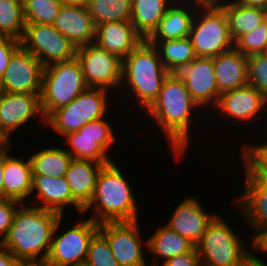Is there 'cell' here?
<instances>
[{
    "mask_svg": "<svg viewBox=\"0 0 267 266\" xmlns=\"http://www.w3.org/2000/svg\"><path fill=\"white\" fill-rule=\"evenodd\" d=\"M231 227L220 215L208 224L195 246L202 266H238L251 254Z\"/></svg>",
    "mask_w": 267,
    "mask_h": 266,
    "instance_id": "obj_7",
    "label": "cell"
},
{
    "mask_svg": "<svg viewBox=\"0 0 267 266\" xmlns=\"http://www.w3.org/2000/svg\"><path fill=\"white\" fill-rule=\"evenodd\" d=\"M88 88L81 64L74 59L44 67L40 108L44 120Z\"/></svg>",
    "mask_w": 267,
    "mask_h": 266,
    "instance_id": "obj_5",
    "label": "cell"
},
{
    "mask_svg": "<svg viewBox=\"0 0 267 266\" xmlns=\"http://www.w3.org/2000/svg\"><path fill=\"white\" fill-rule=\"evenodd\" d=\"M20 46V40L8 36H0V78H2L7 69L11 55Z\"/></svg>",
    "mask_w": 267,
    "mask_h": 266,
    "instance_id": "obj_40",
    "label": "cell"
},
{
    "mask_svg": "<svg viewBox=\"0 0 267 266\" xmlns=\"http://www.w3.org/2000/svg\"><path fill=\"white\" fill-rule=\"evenodd\" d=\"M148 251L154 255L150 266H159L160 258L163 263L177 255L193 252L195 245L166 225L159 226L157 230L147 238Z\"/></svg>",
    "mask_w": 267,
    "mask_h": 266,
    "instance_id": "obj_27",
    "label": "cell"
},
{
    "mask_svg": "<svg viewBox=\"0 0 267 266\" xmlns=\"http://www.w3.org/2000/svg\"><path fill=\"white\" fill-rule=\"evenodd\" d=\"M76 58L81 64L88 87L111 91L121 86L122 59L117 55L92 43L78 47Z\"/></svg>",
    "mask_w": 267,
    "mask_h": 266,
    "instance_id": "obj_12",
    "label": "cell"
},
{
    "mask_svg": "<svg viewBox=\"0 0 267 266\" xmlns=\"http://www.w3.org/2000/svg\"><path fill=\"white\" fill-rule=\"evenodd\" d=\"M24 30L23 0H0V36L21 40Z\"/></svg>",
    "mask_w": 267,
    "mask_h": 266,
    "instance_id": "obj_33",
    "label": "cell"
},
{
    "mask_svg": "<svg viewBox=\"0 0 267 266\" xmlns=\"http://www.w3.org/2000/svg\"><path fill=\"white\" fill-rule=\"evenodd\" d=\"M248 84L267 98V55L254 54L247 58Z\"/></svg>",
    "mask_w": 267,
    "mask_h": 266,
    "instance_id": "obj_38",
    "label": "cell"
},
{
    "mask_svg": "<svg viewBox=\"0 0 267 266\" xmlns=\"http://www.w3.org/2000/svg\"><path fill=\"white\" fill-rule=\"evenodd\" d=\"M84 266H120L106 238L99 231L90 240Z\"/></svg>",
    "mask_w": 267,
    "mask_h": 266,
    "instance_id": "obj_36",
    "label": "cell"
},
{
    "mask_svg": "<svg viewBox=\"0 0 267 266\" xmlns=\"http://www.w3.org/2000/svg\"><path fill=\"white\" fill-rule=\"evenodd\" d=\"M234 48L245 56L265 54L267 51V18L253 31L241 35Z\"/></svg>",
    "mask_w": 267,
    "mask_h": 266,
    "instance_id": "obj_35",
    "label": "cell"
},
{
    "mask_svg": "<svg viewBox=\"0 0 267 266\" xmlns=\"http://www.w3.org/2000/svg\"><path fill=\"white\" fill-rule=\"evenodd\" d=\"M238 266H267L265 261L261 260L259 256L252 253Z\"/></svg>",
    "mask_w": 267,
    "mask_h": 266,
    "instance_id": "obj_45",
    "label": "cell"
},
{
    "mask_svg": "<svg viewBox=\"0 0 267 266\" xmlns=\"http://www.w3.org/2000/svg\"><path fill=\"white\" fill-rule=\"evenodd\" d=\"M177 2L178 0H175L167 9L157 28L146 41L175 40L189 37L192 21L197 8L191 5L192 9L191 6L188 7V5H184V3H182L183 1ZM180 3H182V5ZM185 7L187 9H185Z\"/></svg>",
    "mask_w": 267,
    "mask_h": 266,
    "instance_id": "obj_26",
    "label": "cell"
},
{
    "mask_svg": "<svg viewBox=\"0 0 267 266\" xmlns=\"http://www.w3.org/2000/svg\"><path fill=\"white\" fill-rule=\"evenodd\" d=\"M4 151L0 154V199L3 198Z\"/></svg>",
    "mask_w": 267,
    "mask_h": 266,
    "instance_id": "obj_48",
    "label": "cell"
},
{
    "mask_svg": "<svg viewBox=\"0 0 267 266\" xmlns=\"http://www.w3.org/2000/svg\"><path fill=\"white\" fill-rule=\"evenodd\" d=\"M20 44L31 52L43 67L76 57L77 48L52 24H25Z\"/></svg>",
    "mask_w": 267,
    "mask_h": 266,
    "instance_id": "obj_10",
    "label": "cell"
},
{
    "mask_svg": "<svg viewBox=\"0 0 267 266\" xmlns=\"http://www.w3.org/2000/svg\"><path fill=\"white\" fill-rule=\"evenodd\" d=\"M16 266H51L46 260H18Z\"/></svg>",
    "mask_w": 267,
    "mask_h": 266,
    "instance_id": "obj_46",
    "label": "cell"
},
{
    "mask_svg": "<svg viewBox=\"0 0 267 266\" xmlns=\"http://www.w3.org/2000/svg\"><path fill=\"white\" fill-rule=\"evenodd\" d=\"M192 99L201 109L217 106L220 94L212 57H196L178 72ZM203 107V108H202Z\"/></svg>",
    "mask_w": 267,
    "mask_h": 266,
    "instance_id": "obj_15",
    "label": "cell"
},
{
    "mask_svg": "<svg viewBox=\"0 0 267 266\" xmlns=\"http://www.w3.org/2000/svg\"><path fill=\"white\" fill-rule=\"evenodd\" d=\"M175 0H132L131 23L146 40L157 28L167 9Z\"/></svg>",
    "mask_w": 267,
    "mask_h": 266,
    "instance_id": "obj_29",
    "label": "cell"
},
{
    "mask_svg": "<svg viewBox=\"0 0 267 266\" xmlns=\"http://www.w3.org/2000/svg\"><path fill=\"white\" fill-rule=\"evenodd\" d=\"M247 58L235 48L212 57L220 95L248 85Z\"/></svg>",
    "mask_w": 267,
    "mask_h": 266,
    "instance_id": "obj_24",
    "label": "cell"
},
{
    "mask_svg": "<svg viewBox=\"0 0 267 266\" xmlns=\"http://www.w3.org/2000/svg\"><path fill=\"white\" fill-rule=\"evenodd\" d=\"M12 144L4 150L3 198L27 203L32 190V170L29 158L25 161L10 155Z\"/></svg>",
    "mask_w": 267,
    "mask_h": 266,
    "instance_id": "obj_23",
    "label": "cell"
},
{
    "mask_svg": "<svg viewBox=\"0 0 267 266\" xmlns=\"http://www.w3.org/2000/svg\"><path fill=\"white\" fill-rule=\"evenodd\" d=\"M161 266H202L197 250L177 255L163 262Z\"/></svg>",
    "mask_w": 267,
    "mask_h": 266,
    "instance_id": "obj_41",
    "label": "cell"
},
{
    "mask_svg": "<svg viewBox=\"0 0 267 266\" xmlns=\"http://www.w3.org/2000/svg\"><path fill=\"white\" fill-rule=\"evenodd\" d=\"M245 187L242 198L236 202L250 228L253 229V241L267 231V188L244 166Z\"/></svg>",
    "mask_w": 267,
    "mask_h": 266,
    "instance_id": "obj_19",
    "label": "cell"
},
{
    "mask_svg": "<svg viewBox=\"0 0 267 266\" xmlns=\"http://www.w3.org/2000/svg\"><path fill=\"white\" fill-rule=\"evenodd\" d=\"M72 155L65 147L41 149L30 156L32 175L63 177L72 161Z\"/></svg>",
    "mask_w": 267,
    "mask_h": 266,
    "instance_id": "obj_31",
    "label": "cell"
},
{
    "mask_svg": "<svg viewBox=\"0 0 267 266\" xmlns=\"http://www.w3.org/2000/svg\"><path fill=\"white\" fill-rule=\"evenodd\" d=\"M197 8L189 32L196 56L215 57L234 48L224 9L218 3H198Z\"/></svg>",
    "mask_w": 267,
    "mask_h": 266,
    "instance_id": "obj_6",
    "label": "cell"
},
{
    "mask_svg": "<svg viewBox=\"0 0 267 266\" xmlns=\"http://www.w3.org/2000/svg\"><path fill=\"white\" fill-rule=\"evenodd\" d=\"M64 5L68 6H80L87 8L91 0H62Z\"/></svg>",
    "mask_w": 267,
    "mask_h": 266,
    "instance_id": "obj_47",
    "label": "cell"
},
{
    "mask_svg": "<svg viewBox=\"0 0 267 266\" xmlns=\"http://www.w3.org/2000/svg\"><path fill=\"white\" fill-rule=\"evenodd\" d=\"M253 248L262 253L267 254V231L260 234L254 241H253Z\"/></svg>",
    "mask_w": 267,
    "mask_h": 266,
    "instance_id": "obj_43",
    "label": "cell"
},
{
    "mask_svg": "<svg viewBox=\"0 0 267 266\" xmlns=\"http://www.w3.org/2000/svg\"><path fill=\"white\" fill-rule=\"evenodd\" d=\"M236 3L254 8H262L267 10V0H234Z\"/></svg>",
    "mask_w": 267,
    "mask_h": 266,
    "instance_id": "obj_44",
    "label": "cell"
},
{
    "mask_svg": "<svg viewBox=\"0 0 267 266\" xmlns=\"http://www.w3.org/2000/svg\"><path fill=\"white\" fill-rule=\"evenodd\" d=\"M132 190L116 163L103 165L96 179L93 198L82 213L92 208L95 213L89 218L98 224L138 220L139 207Z\"/></svg>",
    "mask_w": 267,
    "mask_h": 266,
    "instance_id": "obj_3",
    "label": "cell"
},
{
    "mask_svg": "<svg viewBox=\"0 0 267 266\" xmlns=\"http://www.w3.org/2000/svg\"><path fill=\"white\" fill-rule=\"evenodd\" d=\"M198 108L178 73H169L157 98L146 109L163 131L176 160L187 151L191 137L190 126L194 120L193 110L196 113Z\"/></svg>",
    "mask_w": 267,
    "mask_h": 266,
    "instance_id": "obj_1",
    "label": "cell"
},
{
    "mask_svg": "<svg viewBox=\"0 0 267 266\" xmlns=\"http://www.w3.org/2000/svg\"><path fill=\"white\" fill-rule=\"evenodd\" d=\"M21 204V202L14 199H0V243L7 235L12 225L14 214L19 207L18 205Z\"/></svg>",
    "mask_w": 267,
    "mask_h": 266,
    "instance_id": "obj_39",
    "label": "cell"
},
{
    "mask_svg": "<svg viewBox=\"0 0 267 266\" xmlns=\"http://www.w3.org/2000/svg\"><path fill=\"white\" fill-rule=\"evenodd\" d=\"M42 63L20 46L10 57L1 81L4 92L41 95Z\"/></svg>",
    "mask_w": 267,
    "mask_h": 266,
    "instance_id": "obj_14",
    "label": "cell"
},
{
    "mask_svg": "<svg viewBox=\"0 0 267 266\" xmlns=\"http://www.w3.org/2000/svg\"><path fill=\"white\" fill-rule=\"evenodd\" d=\"M52 25L76 48L94 43L96 26L85 7L63 4Z\"/></svg>",
    "mask_w": 267,
    "mask_h": 266,
    "instance_id": "obj_21",
    "label": "cell"
},
{
    "mask_svg": "<svg viewBox=\"0 0 267 266\" xmlns=\"http://www.w3.org/2000/svg\"><path fill=\"white\" fill-rule=\"evenodd\" d=\"M103 164L93 160L72 159L64 175L72 197L85 208L92 200L96 179Z\"/></svg>",
    "mask_w": 267,
    "mask_h": 266,
    "instance_id": "obj_25",
    "label": "cell"
},
{
    "mask_svg": "<svg viewBox=\"0 0 267 266\" xmlns=\"http://www.w3.org/2000/svg\"><path fill=\"white\" fill-rule=\"evenodd\" d=\"M8 143L0 136V154L8 147Z\"/></svg>",
    "mask_w": 267,
    "mask_h": 266,
    "instance_id": "obj_49",
    "label": "cell"
},
{
    "mask_svg": "<svg viewBox=\"0 0 267 266\" xmlns=\"http://www.w3.org/2000/svg\"><path fill=\"white\" fill-rule=\"evenodd\" d=\"M241 148L244 166L254 176H267V144H244Z\"/></svg>",
    "mask_w": 267,
    "mask_h": 266,
    "instance_id": "obj_37",
    "label": "cell"
},
{
    "mask_svg": "<svg viewBox=\"0 0 267 266\" xmlns=\"http://www.w3.org/2000/svg\"><path fill=\"white\" fill-rule=\"evenodd\" d=\"M168 74L158 50L144 40L122 60L121 87L127 85L124 90L132 94L141 109H147L157 98Z\"/></svg>",
    "mask_w": 267,
    "mask_h": 266,
    "instance_id": "obj_4",
    "label": "cell"
},
{
    "mask_svg": "<svg viewBox=\"0 0 267 266\" xmlns=\"http://www.w3.org/2000/svg\"><path fill=\"white\" fill-rule=\"evenodd\" d=\"M147 42L158 50L160 59L169 73H178L197 57L189 37Z\"/></svg>",
    "mask_w": 267,
    "mask_h": 266,
    "instance_id": "obj_30",
    "label": "cell"
},
{
    "mask_svg": "<svg viewBox=\"0 0 267 266\" xmlns=\"http://www.w3.org/2000/svg\"><path fill=\"white\" fill-rule=\"evenodd\" d=\"M36 191L37 201L32 206L59 213H65V207L75 206L82 213L83 207L72 197L71 189L65 177H53L43 175H32L31 194Z\"/></svg>",
    "mask_w": 267,
    "mask_h": 266,
    "instance_id": "obj_20",
    "label": "cell"
},
{
    "mask_svg": "<svg viewBox=\"0 0 267 266\" xmlns=\"http://www.w3.org/2000/svg\"><path fill=\"white\" fill-rule=\"evenodd\" d=\"M266 106L267 98L255 87L248 84L222 93L215 108L219 109L218 112H221L222 116H227V119L231 118V120L247 123V121L250 122L249 120L254 121L255 116L259 117L256 118L259 121L261 114L267 111L265 110Z\"/></svg>",
    "mask_w": 267,
    "mask_h": 266,
    "instance_id": "obj_17",
    "label": "cell"
},
{
    "mask_svg": "<svg viewBox=\"0 0 267 266\" xmlns=\"http://www.w3.org/2000/svg\"><path fill=\"white\" fill-rule=\"evenodd\" d=\"M40 96L9 92H3L0 96V136L9 145L11 144L10 134L21 128L35 115H39L45 126L40 108Z\"/></svg>",
    "mask_w": 267,
    "mask_h": 266,
    "instance_id": "obj_16",
    "label": "cell"
},
{
    "mask_svg": "<svg viewBox=\"0 0 267 266\" xmlns=\"http://www.w3.org/2000/svg\"><path fill=\"white\" fill-rule=\"evenodd\" d=\"M95 26L131 21L132 0H91L87 6Z\"/></svg>",
    "mask_w": 267,
    "mask_h": 266,
    "instance_id": "obj_32",
    "label": "cell"
},
{
    "mask_svg": "<svg viewBox=\"0 0 267 266\" xmlns=\"http://www.w3.org/2000/svg\"><path fill=\"white\" fill-rule=\"evenodd\" d=\"M16 259L6 248L0 245V266H16Z\"/></svg>",
    "mask_w": 267,
    "mask_h": 266,
    "instance_id": "obj_42",
    "label": "cell"
},
{
    "mask_svg": "<svg viewBox=\"0 0 267 266\" xmlns=\"http://www.w3.org/2000/svg\"><path fill=\"white\" fill-rule=\"evenodd\" d=\"M267 188V176H255Z\"/></svg>",
    "mask_w": 267,
    "mask_h": 266,
    "instance_id": "obj_50",
    "label": "cell"
},
{
    "mask_svg": "<svg viewBox=\"0 0 267 266\" xmlns=\"http://www.w3.org/2000/svg\"><path fill=\"white\" fill-rule=\"evenodd\" d=\"M60 217L57 212L22 203L0 245L18 260H46Z\"/></svg>",
    "mask_w": 267,
    "mask_h": 266,
    "instance_id": "obj_2",
    "label": "cell"
},
{
    "mask_svg": "<svg viewBox=\"0 0 267 266\" xmlns=\"http://www.w3.org/2000/svg\"><path fill=\"white\" fill-rule=\"evenodd\" d=\"M227 1L229 2L221 0L218 4L225 11L229 33L234 42L241 35L253 31L267 18L265 9L242 6L234 0Z\"/></svg>",
    "mask_w": 267,
    "mask_h": 266,
    "instance_id": "obj_28",
    "label": "cell"
},
{
    "mask_svg": "<svg viewBox=\"0 0 267 266\" xmlns=\"http://www.w3.org/2000/svg\"><path fill=\"white\" fill-rule=\"evenodd\" d=\"M108 122L103 117L85 124L78 131L66 134L63 137L68 148L71 146V150H65L73 159L93 160L103 165L113 162L109 155H106L116 138Z\"/></svg>",
    "mask_w": 267,
    "mask_h": 266,
    "instance_id": "obj_11",
    "label": "cell"
},
{
    "mask_svg": "<svg viewBox=\"0 0 267 266\" xmlns=\"http://www.w3.org/2000/svg\"><path fill=\"white\" fill-rule=\"evenodd\" d=\"M62 0H23L25 24H53Z\"/></svg>",
    "mask_w": 267,
    "mask_h": 266,
    "instance_id": "obj_34",
    "label": "cell"
},
{
    "mask_svg": "<svg viewBox=\"0 0 267 266\" xmlns=\"http://www.w3.org/2000/svg\"><path fill=\"white\" fill-rule=\"evenodd\" d=\"M138 222V220H135L103 222L99 224L98 231L106 238L120 266L150 265L144 254L147 240L145 242L141 239V230Z\"/></svg>",
    "mask_w": 267,
    "mask_h": 266,
    "instance_id": "obj_13",
    "label": "cell"
},
{
    "mask_svg": "<svg viewBox=\"0 0 267 266\" xmlns=\"http://www.w3.org/2000/svg\"><path fill=\"white\" fill-rule=\"evenodd\" d=\"M3 88H2V81H1V78H0V96L3 94Z\"/></svg>",
    "mask_w": 267,
    "mask_h": 266,
    "instance_id": "obj_51",
    "label": "cell"
},
{
    "mask_svg": "<svg viewBox=\"0 0 267 266\" xmlns=\"http://www.w3.org/2000/svg\"><path fill=\"white\" fill-rule=\"evenodd\" d=\"M62 217L58 219L54 227L46 261L51 266H84L90 240L98 231L99 224L91 218H82L58 236Z\"/></svg>",
    "mask_w": 267,
    "mask_h": 266,
    "instance_id": "obj_9",
    "label": "cell"
},
{
    "mask_svg": "<svg viewBox=\"0 0 267 266\" xmlns=\"http://www.w3.org/2000/svg\"><path fill=\"white\" fill-rule=\"evenodd\" d=\"M199 200L186 197L177 205L171 218L165 224L169 229L185 237L195 246L201 240L208 224L217 214L207 213Z\"/></svg>",
    "mask_w": 267,
    "mask_h": 266,
    "instance_id": "obj_18",
    "label": "cell"
},
{
    "mask_svg": "<svg viewBox=\"0 0 267 266\" xmlns=\"http://www.w3.org/2000/svg\"><path fill=\"white\" fill-rule=\"evenodd\" d=\"M108 90L104 88L88 87L72 102L55 110L46 120L45 127L49 125L58 134L78 131L85 124L101 119L107 114Z\"/></svg>",
    "mask_w": 267,
    "mask_h": 266,
    "instance_id": "obj_8",
    "label": "cell"
},
{
    "mask_svg": "<svg viewBox=\"0 0 267 266\" xmlns=\"http://www.w3.org/2000/svg\"><path fill=\"white\" fill-rule=\"evenodd\" d=\"M143 41L130 21L107 22L95 29L94 43L122 60Z\"/></svg>",
    "mask_w": 267,
    "mask_h": 266,
    "instance_id": "obj_22",
    "label": "cell"
}]
</instances>
